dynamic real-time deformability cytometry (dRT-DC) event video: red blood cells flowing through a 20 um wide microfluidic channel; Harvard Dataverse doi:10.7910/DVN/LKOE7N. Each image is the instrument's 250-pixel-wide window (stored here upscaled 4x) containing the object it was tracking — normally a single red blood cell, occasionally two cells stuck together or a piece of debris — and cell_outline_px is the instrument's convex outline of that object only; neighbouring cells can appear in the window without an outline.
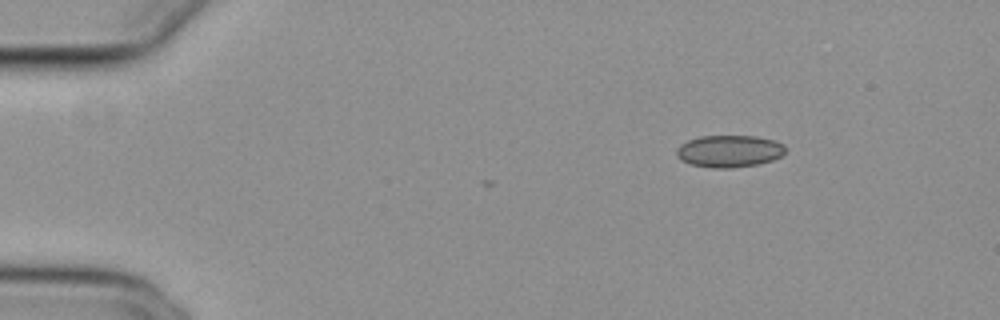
{"species": "common noctule bat (a hibernating species)", "species_latin": "Nyctalus noctula", "temperature_condition": "cold", "stored_images_in_passage": 2, "camera_frame_rate_fps": 3000, "um_per_image_px": 0.085, "animal": {"sex": "female", "body_mass_g": 29.2, "forearm_length_mm": 56.3}, "frame": {"image": 1, "passage_image": 2, "time_ms": 0.333, "image_size_px": [1000, 320], "cell_outline_px": [[784, 152], [780, 156], [772, 160], [756, 164], [732, 168], [712, 168], [692, 164], [680, 160], [676, 156], [676, 148], [680, 144], [688, 140], [700, 136], [756, 136], [776, 140], [784, 144]], "centroid_in_image_um": [61.96, 12.84], "position_along_channel_um": 23.0, "area_um2": 20.4}}